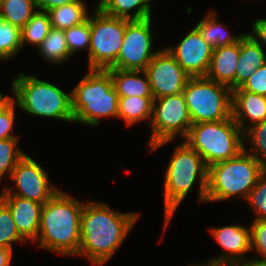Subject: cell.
Masks as SVG:
<instances>
[{
    "label": "cell",
    "instance_id": "cell-15",
    "mask_svg": "<svg viewBox=\"0 0 266 266\" xmlns=\"http://www.w3.org/2000/svg\"><path fill=\"white\" fill-rule=\"evenodd\" d=\"M190 77H205L213 48L194 27L176 46L165 47Z\"/></svg>",
    "mask_w": 266,
    "mask_h": 266
},
{
    "label": "cell",
    "instance_id": "cell-5",
    "mask_svg": "<svg viewBox=\"0 0 266 266\" xmlns=\"http://www.w3.org/2000/svg\"><path fill=\"white\" fill-rule=\"evenodd\" d=\"M72 89L74 123L97 127L100 118L117 119L119 96L107 70H88Z\"/></svg>",
    "mask_w": 266,
    "mask_h": 266
},
{
    "label": "cell",
    "instance_id": "cell-21",
    "mask_svg": "<svg viewBox=\"0 0 266 266\" xmlns=\"http://www.w3.org/2000/svg\"><path fill=\"white\" fill-rule=\"evenodd\" d=\"M151 1L154 0H99L95 6L110 16L142 20L152 17Z\"/></svg>",
    "mask_w": 266,
    "mask_h": 266
},
{
    "label": "cell",
    "instance_id": "cell-9",
    "mask_svg": "<svg viewBox=\"0 0 266 266\" xmlns=\"http://www.w3.org/2000/svg\"><path fill=\"white\" fill-rule=\"evenodd\" d=\"M90 15L89 70H107L117 61L129 19L107 15L95 8Z\"/></svg>",
    "mask_w": 266,
    "mask_h": 266
},
{
    "label": "cell",
    "instance_id": "cell-14",
    "mask_svg": "<svg viewBox=\"0 0 266 266\" xmlns=\"http://www.w3.org/2000/svg\"><path fill=\"white\" fill-rule=\"evenodd\" d=\"M208 230L223 251L218 257L196 266H235L251 251V227L232 224Z\"/></svg>",
    "mask_w": 266,
    "mask_h": 266
},
{
    "label": "cell",
    "instance_id": "cell-13",
    "mask_svg": "<svg viewBox=\"0 0 266 266\" xmlns=\"http://www.w3.org/2000/svg\"><path fill=\"white\" fill-rule=\"evenodd\" d=\"M144 71L154 99L182 93L190 78L166 48L159 50Z\"/></svg>",
    "mask_w": 266,
    "mask_h": 266
},
{
    "label": "cell",
    "instance_id": "cell-30",
    "mask_svg": "<svg viewBox=\"0 0 266 266\" xmlns=\"http://www.w3.org/2000/svg\"><path fill=\"white\" fill-rule=\"evenodd\" d=\"M18 140L19 138L0 140V183L3 176L10 177L18 161L26 154L18 145Z\"/></svg>",
    "mask_w": 266,
    "mask_h": 266
},
{
    "label": "cell",
    "instance_id": "cell-33",
    "mask_svg": "<svg viewBox=\"0 0 266 266\" xmlns=\"http://www.w3.org/2000/svg\"><path fill=\"white\" fill-rule=\"evenodd\" d=\"M255 212L253 220L266 219V171L257 179L256 185L250 191L246 200Z\"/></svg>",
    "mask_w": 266,
    "mask_h": 266
},
{
    "label": "cell",
    "instance_id": "cell-24",
    "mask_svg": "<svg viewBox=\"0 0 266 266\" xmlns=\"http://www.w3.org/2000/svg\"><path fill=\"white\" fill-rule=\"evenodd\" d=\"M85 2H73L49 10L47 13L50 18L51 27L65 30L86 21L89 14Z\"/></svg>",
    "mask_w": 266,
    "mask_h": 266
},
{
    "label": "cell",
    "instance_id": "cell-18",
    "mask_svg": "<svg viewBox=\"0 0 266 266\" xmlns=\"http://www.w3.org/2000/svg\"><path fill=\"white\" fill-rule=\"evenodd\" d=\"M240 54V40L213 49L206 78L235 89V73Z\"/></svg>",
    "mask_w": 266,
    "mask_h": 266
},
{
    "label": "cell",
    "instance_id": "cell-28",
    "mask_svg": "<svg viewBox=\"0 0 266 266\" xmlns=\"http://www.w3.org/2000/svg\"><path fill=\"white\" fill-rule=\"evenodd\" d=\"M21 49V29L0 19V61L15 58Z\"/></svg>",
    "mask_w": 266,
    "mask_h": 266
},
{
    "label": "cell",
    "instance_id": "cell-31",
    "mask_svg": "<svg viewBox=\"0 0 266 266\" xmlns=\"http://www.w3.org/2000/svg\"><path fill=\"white\" fill-rule=\"evenodd\" d=\"M16 242H27L19 233L9 207L0 199V246L12 249Z\"/></svg>",
    "mask_w": 266,
    "mask_h": 266
},
{
    "label": "cell",
    "instance_id": "cell-34",
    "mask_svg": "<svg viewBox=\"0 0 266 266\" xmlns=\"http://www.w3.org/2000/svg\"><path fill=\"white\" fill-rule=\"evenodd\" d=\"M18 104L12 99L0 110V140L19 138L14 134L15 108Z\"/></svg>",
    "mask_w": 266,
    "mask_h": 266
},
{
    "label": "cell",
    "instance_id": "cell-38",
    "mask_svg": "<svg viewBox=\"0 0 266 266\" xmlns=\"http://www.w3.org/2000/svg\"><path fill=\"white\" fill-rule=\"evenodd\" d=\"M35 1L37 9L39 11L48 12L53 8L83 0H35Z\"/></svg>",
    "mask_w": 266,
    "mask_h": 266
},
{
    "label": "cell",
    "instance_id": "cell-22",
    "mask_svg": "<svg viewBox=\"0 0 266 266\" xmlns=\"http://www.w3.org/2000/svg\"><path fill=\"white\" fill-rule=\"evenodd\" d=\"M195 27L213 49L238 42L245 35V33L230 34L226 25L218 22L217 12L211 9Z\"/></svg>",
    "mask_w": 266,
    "mask_h": 266
},
{
    "label": "cell",
    "instance_id": "cell-7",
    "mask_svg": "<svg viewBox=\"0 0 266 266\" xmlns=\"http://www.w3.org/2000/svg\"><path fill=\"white\" fill-rule=\"evenodd\" d=\"M184 141L202 157L207 167L235 158L246 145L244 133L232 117L192 124Z\"/></svg>",
    "mask_w": 266,
    "mask_h": 266
},
{
    "label": "cell",
    "instance_id": "cell-11",
    "mask_svg": "<svg viewBox=\"0 0 266 266\" xmlns=\"http://www.w3.org/2000/svg\"><path fill=\"white\" fill-rule=\"evenodd\" d=\"M152 17L130 20L124 32L116 63L110 69L145 70L159 50H153Z\"/></svg>",
    "mask_w": 266,
    "mask_h": 266
},
{
    "label": "cell",
    "instance_id": "cell-8",
    "mask_svg": "<svg viewBox=\"0 0 266 266\" xmlns=\"http://www.w3.org/2000/svg\"><path fill=\"white\" fill-rule=\"evenodd\" d=\"M183 95L192 124L232 117V90L206 77H190Z\"/></svg>",
    "mask_w": 266,
    "mask_h": 266
},
{
    "label": "cell",
    "instance_id": "cell-6",
    "mask_svg": "<svg viewBox=\"0 0 266 266\" xmlns=\"http://www.w3.org/2000/svg\"><path fill=\"white\" fill-rule=\"evenodd\" d=\"M263 172L258 160L245 150L235 158L211 165L205 202L226 201L236 196L246 201Z\"/></svg>",
    "mask_w": 266,
    "mask_h": 266
},
{
    "label": "cell",
    "instance_id": "cell-29",
    "mask_svg": "<svg viewBox=\"0 0 266 266\" xmlns=\"http://www.w3.org/2000/svg\"><path fill=\"white\" fill-rule=\"evenodd\" d=\"M244 142L251 143L249 146L252 148L249 150L244 146V150L253 155L266 171V120L249 127L244 132Z\"/></svg>",
    "mask_w": 266,
    "mask_h": 266
},
{
    "label": "cell",
    "instance_id": "cell-4",
    "mask_svg": "<svg viewBox=\"0 0 266 266\" xmlns=\"http://www.w3.org/2000/svg\"><path fill=\"white\" fill-rule=\"evenodd\" d=\"M12 99L30 116L58 119L74 123L71 91L64 92L53 83L39 79L38 74L19 72L12 79Z\"/></svg>",
    "mask_w": 266,
    "mask_h": 266
},
{
    "label": "cell",
    "instance_id": "cell-35",
    "mask_svg": "<svg viewBox=\"0 0 266 266\" xmlns=\"http://www.w3.org/2000/svg\"><path fill=\"white\" fill-rule=\"evenodd\" d=\"M251 251H255L258 258L266 259V219L253 220L251 223Z\"/></svg>",
    "mask_w": 266,
    "mask_h": 266
},
{
    "label": "cell",
    "instance_id": "cell-37",
    "mask_svg": "<svg viewBox=\"0 0 266 266\" xmlns=\"http://www.w3.org/2000/svg\"><path fill=\"white\" fill-rule=\"evenodd\" d=\"M263 49L266 47V18L252 22L251 32H247Z\"/></svg>",
    "mask_w": 266,
    "mask_h": 266
},
{
    "label": "cell",
    "instance_id": "cell-17",
    "mask_svg": "<svg viewBox=\"0 0 266 266\" xmlns=\"http://www.w3.org/2000/svg\"><path fill=\"white\" fill-rule=\"evenodd\" d=\"M232 118L243 133L252 125L266 120V96L240 87L232 90Z\"/></svg>",
    "mask_w": 266,
    "mask_h": 266
},
{
    "label": "cell",
    "instance_id": "cell-41",
    "mask_svg": "<svg viewBox=\"0 0 266 266\" xmlns=\"http://www.w3.org/2000/svg\"><path fill=\"white\" fill-rule=\"evenodd\" d=\"M11 100H12V96H9L8 94L4 96L3 93H0V110L4 106H6Z\"/></svg>",
    "mask_w": 266,
    "mask_h": 266
},
{
    "label": "cell",
    "instance_id": "cell-25",
    "mask_svg": "<svg viewBox=\"0 0 266 266\" xmlns=\"http://www.w3.org/2000/svg\"><path fill=\"white\" fill-rule=\"evenodd\" d=\"M39 55L51 64H64L72 56L66 44L64 30L51 28L44 41L37 47Z\"/></svg>",
    "mask_w": 266,
    "mask_h": 266
},
{
    "label": "cell",
    "instance_id": "cell-27",
    "mask_svg": "<svg viewBox=\"0 0 266 266\" xmlns=\"http://www.w3.org/2000/svg\"><path fill=\"white\" fill-rule=\"evenodd\" d=\"M51 22L47 12L39 11L21 29L22 47L29 43L37 47L44 41L51 29Z\"/></svg>",
    "mask_w": 266,
    "mask_h": 266
},
{
    "label": "cell",
    "instance_id": "cell-10",
    "mask_svg": "<svg viewBox=\"0 0 266 266\" xmlns=\"http://www.w3.org/2000/svg\"><path fill=\"white\" fill-rule=\"evenodd\" d=\"M152 128L148 140L149 151L154 152L173 141L176 136L185 139L192 125V120L183 93L154 99Z\"/></svg>",
    "mask_w": 266,
    "mask_h": 266
},
{
    "label": "cell",
    "instance_id": "cell-20",
    "mask_svg": "<svg viewBox=\"0 0 266 266\" xmlns=\"http://www.w3.org/2000/svg\"><path fill=\"white\" fill-rule=\"evenodd\" d=\"M119 97H153L148 76L144 70L107 69Z\"/></svg>",
    "mask_w": 266,
    "mask_h": 266
},
{
    "label": "cell",
    "instance_id": "cell-40",
    "mask_svg": "<svg viewBox=\"0 0 266 266\" xmlns=\"http://www.w3.org/2000/svg\"><path fill=\"white\" fill-rule=\"evenodd\" d=\"M254 259V260H253ZM253 259H247V257L239 261L235 266H266V259L254 257Z\"/></svg>",
    "mask_w": 266,
    "mask_h": 266
},
{
    "label": "cell",
    "instance_id": "cell-42",
    "mask_svg": "<svg viewBox=\"0 0 266 266\" xmlns=\"http://www.w3.org/2000/svg\"><path fill=\"white\" fill-rule=\"evenodd\" d=\"M3 0H0V19L2 16Z\"/></svg>",
    "mask_w": 266,
    "mask_h": 266
},
{
    "label": "cell",
    "instance_id": "cell-32",
    "mask_svg": "<svg viewBox=\"0 0 266 266\" xmlns=\"http://www.w3.org/2000/svg\"><path fill=\"white\" fill-rule=\"evenodd\" d=\"M64 33L66 44L71 56H73L78 51H83V49H88L89 51L91 39L90 14L86 21L79 25L65 29Z\"/></svg>",
    "mask_w": 266,
    "mask_h": 266
},
{
    "label": "cell",
    "instance_id": "cell-19",
    "mask_svg": "<svg viewBox=\"0 0 266 266\" xmlns=\"http://www.w3.org/2000/svg\"><path fill=\"white\" fill-rule=\"evenodd\" d=\"M266 62V51L247 33L240 39V54L235 73V89Z\"/></svg>",
    "mask_w": 266,
    "mask_h": 266
},
{
    "label": "cell",
    "instance_id": "cell-3",
    "mask_svg": "<svg viewBox=\"0 0 266 266\" xmlns=\"http://www.w3.org/2000/svg\"><path fill=\"white\" fill-rule=\"evenodd\" d=\"M164 172V229H167L173 215L196 181H199L198 201L201 204L205 202L208 167L202 157L183 141L173 151Z\"/></svg>",
    "mask_w": 266,
    "mask_h": 266
},
{
    "label": "cell",
    "instance_id": "cell-36",
    "mask_svg": "<svg viewBox=\"0 0 266 266\" xmlns=\"http://www.w3.org/2000/svg\"><path fill=\"white\" fill-rule=\"evenodd\" d=\"M240 88L250 93L266 96V62L257 68Z\"/></svg>",
    "mask_w": 266,
    "mask_h": 266
},
{
    "label": "cell",
    "instance_id": "cell-2",
    "mask_svg": "<svg viewBox=\"0 0 266 266\" xmlns=\"http://www.w3.org/2000/svg\"><path fill=\"white\" fill-rule=\"evenodd\" d=\"M84 203L59 190L43 204L37 248L63 256H77L81 240V213Z\"/></svg>",
    "mask_w": 266,
    "mask_h": 266
},
{
    "label": "cell",
    "instance_id": "cell-23",
    "mask_svg": "<svg viewBox=\"0 0 266 266\" xmlns=\"http://www.w3.org/2000/svg\"><path fill=\"white\" fill-rule=\"evenodd\" d=\"M153 97H119L118 117L125 121V125L132 126L141 121L152 120Z\"/></svg>",
    "mask_w": 266,
    "mask_h": 266
},
{
    "label": "cell",
    "instance_id": "cell-26",
    "mask_svg": "<svg viewBox=\"0 0 266 266\" xmlns=\"http://www.w3.org/2000/svg\"><path fill=\"white\" fill-rule=\"evenodd\" d=\"M37 10L35 0H3L1 19L22 29Z\"/></svg>",
    "mask_w": 266,
    "mask_h": 266
},
{
    "label": "cell",
    "instance_id": "cell-1",
    "mask_svg": "<svg viewBox=\"0 0 266 266\" xmlns=\"http://www.w3.org/2000/svg\"><path fill=\"white\" fill-rule=\"evenodd\" d=\"M140 214L114 211L105 202L86 201L81 213V240L77 256L103 266L124 243Z\"/></svg>",
    "mask_w": 266,
    "mask_h": 266
},
{
    "label": "cell",
    "instance_id": "cell-16",
    "mask_svg": "<svg viewBox=\"0 0 266 266\" xmlns=\"http://www.w3.org/2000/svg\"><path fill=\"white\" fill-rule=\"evenodd\" d=\"M0 199L9 207L20 235L34 243L39 233L43 204L15 195H0Z\"/></svg>",
    "mask_w": 266,
    "mask_h": 266
},
{
    "label": "cell",
    "instance_id": "cell-39",
    "mask_svg": "<svg viewBox=\"0 0 266 266\" xmlns=\"http://www.w3.org/2000/svg\"><path fill=\"white\" fill-rule=\"evenodd\" d=\"M13 250L0 246V266H11Z\"/></svg>",
    "mask_w": 266,
    "mask_h": 266
},
{
    "label": "cell",
    "instance_id": "cell-12",
    "mask_svg": "<svg viewBox=\"0 0 266 266\" xmlns=\"http://www.w3.org/2000/svg\"><path fill=\"white\" fill-rule=\"evenodd\" d=\"M7 179L15 183V188L6 186L0 195H15L41 204L46 203L60 190L50 184L47 170L26 154L18 161Z\"/></svg>",
    "mask_w": 266,
    "mask_h": 266
}]
</instances>
